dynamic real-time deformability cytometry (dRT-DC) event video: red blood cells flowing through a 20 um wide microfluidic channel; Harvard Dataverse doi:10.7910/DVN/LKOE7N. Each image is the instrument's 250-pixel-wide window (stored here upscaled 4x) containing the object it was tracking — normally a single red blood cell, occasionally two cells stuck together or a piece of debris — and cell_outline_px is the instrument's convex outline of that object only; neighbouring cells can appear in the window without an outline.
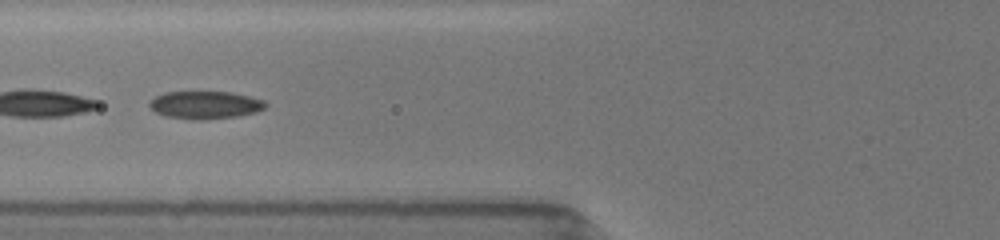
{"species": "common noctule bat (a hibernating species)", "species_latin": "Nyctalus noctula", "temperature_condition": "room temperature", "stored_images_in_passage": 30, "segment_of_instrument_passage": [2, 2], "camera_frame_rate_fps": 3000, "um_per_image_px": 0.085, "animal": {"sex": "female", "body_mass_g": 19.5, "forearm_length_mm": 54.1}, "frame": {"image": 1, "passage_image": 10, "time_ms": 4.0, "image_size_px": [1000, 240], "cell_outline_px": [[268, 104], [264, 108], [256, 112], [236, 116], [204, 120], [192, 120], [164, 116], [156, 112], [148, 104], [148, 100], [164, 92], [232, 92], [264, 100]], "centroid_in_image_um": [17.41, 8.92], "position_along_channel_um": 108.4, "area_um2": 18.84}}
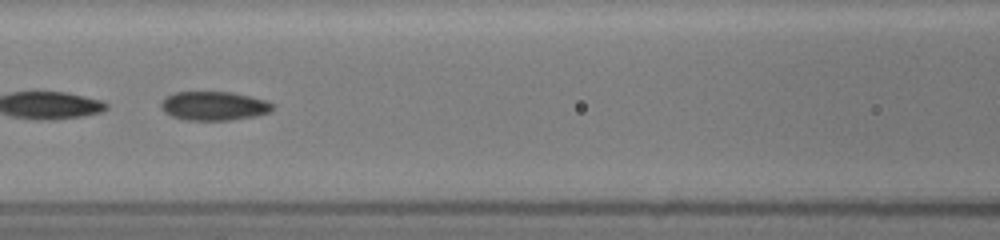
{"frame": {"image": 2, "passage_image": 13, "time_ms": 5.0, "image_size_px": [1000, 240], "cell_outline_px": [[276, 104], [268, 112], [256, 116], [228, 120], [184, 120], [172, 116], [164, 112], [160, 108], [160, 100], [176, 92], [232, 92], [268, 100]], "centroid_in_image_um": [18.18, 9.0], "position_along_channel_um": 148.4, "area_um2": 18.96}}
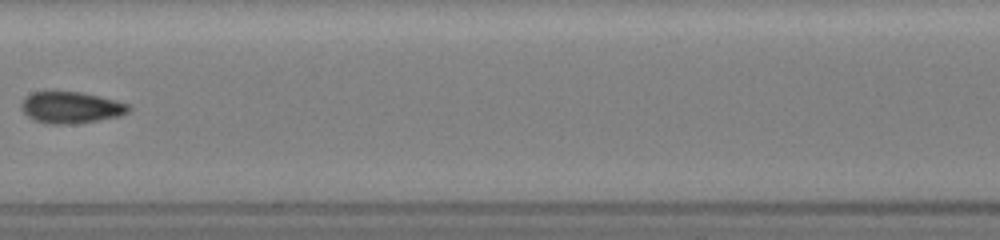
{"frame": {"image": 3, "passage_image": 15, "time_ms": 6.333, "image_size_px": [1000, 240], "cell_outline_px": [[132, 108], [128, 112], [120, 116], [72, 124], [48, 124], [36, 120], [28, 116], [20, 108], [20, 104], [24, 96], [32, 92], [80, 92], [100, 96], [132, 104]], "centroid_in_image_um": [6.05, 9.13], "position_along_channel_um": 201.4, "area_um2": 19.83}}